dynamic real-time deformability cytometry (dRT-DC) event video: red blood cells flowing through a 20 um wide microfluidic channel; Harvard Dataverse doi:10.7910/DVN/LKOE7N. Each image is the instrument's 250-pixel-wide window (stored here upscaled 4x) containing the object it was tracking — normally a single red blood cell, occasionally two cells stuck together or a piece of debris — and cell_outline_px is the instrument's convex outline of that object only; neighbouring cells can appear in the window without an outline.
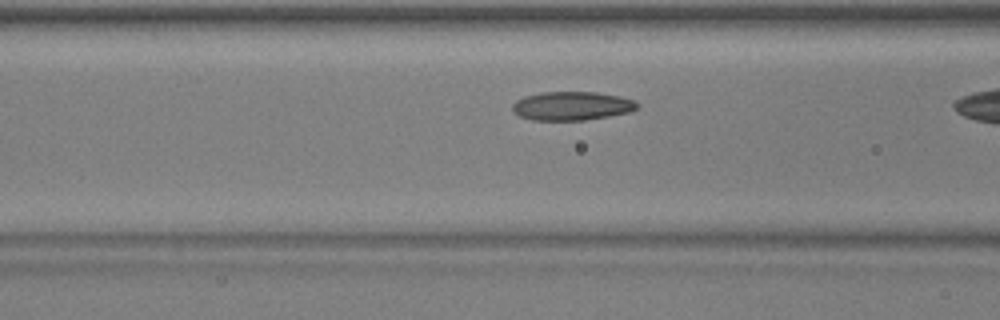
{"species": "common noctule bat (a hibernating species)", "species_latin": "Nyctalus noctula", "temperature_condition": "warm", "stored_images_in_passage": 29, "camera_frame_rate_fps": 3000, "um_per_image_px": 0.085, "animal": {"sex": "male", "body_mass_g": 17.9, "forearm_length_mm": 54.2}, "frame": {"image": 1, "passage_image": 9, "time_ms": 2.667, "image_size_px": [1000, 320], "cell_outline_px": [[640, 108], [632, 112], [584, 120], [532, 120], [520, 116], [512, 112], [512, 104], [516, 100], [524, 96], [540, 92], [596, 92], [620, 96], [632, 100], [640, 104]], "centroid_in_image_um": [48.61, 9.0], "position_along_channel_um": 118.0, "area_um2": 21.1}}